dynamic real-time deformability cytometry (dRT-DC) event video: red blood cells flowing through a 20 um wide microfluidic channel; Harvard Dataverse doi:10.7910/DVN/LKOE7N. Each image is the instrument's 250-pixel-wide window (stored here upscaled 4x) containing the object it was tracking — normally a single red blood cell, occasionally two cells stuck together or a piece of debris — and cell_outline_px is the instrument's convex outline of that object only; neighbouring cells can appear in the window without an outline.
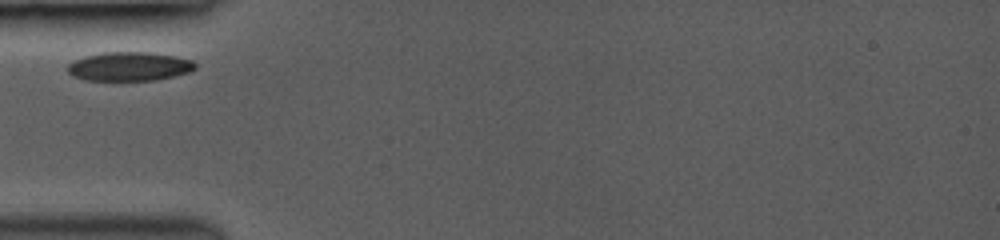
{"species": "common noctule bat (a hibernating species)", "species_latin": "Nyctalus noctula", "temperature_condition": "room temperature", "stored_images_in_passage": 3, "camera_frame_rate_fps": 3000, "um_per_image_px": 0.085, "animal": {"sex": "female", "body_mass_g": 19.0, "forearm_length_mm": 53.3}, "frame": {"image": 1, "passage_image": 1, "time_ms": 0.0, "image_size_px": [1000, 240], "cell_outline_px": [[196, 68], [188, 72], [156, 80], [84, 80], [72, 76], [64, 68], [68, 64], [84, 56], [104, 52], [152, 52], [176, 56], [192, 60], [196, 64]], "centroid_in_image_um": [10.96, 5.64], "position_along_channel_um": 74.0, "area_um2": 21.62}}
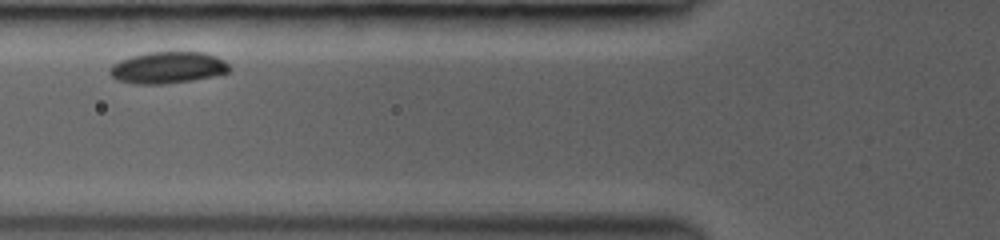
{"frame": {"image": 2, "passage_image": 2, "time_ms": 1.0, "image_size_px": [1000, 240], "cell_outline_px": [[232, 68], [228, 72], [216, 76], [192, 80], [164, 84], [136, 84], [116, 80], [108, 72], [108, 68], [112, 64], [120, 60], [132, 56], [148, 52], [204, 52], [216, 56], [224, 60]], "centroid_in_image_um": [14.26, 5.75], "position_along_channel_um": 111.5, "area_um2": 22.25}}